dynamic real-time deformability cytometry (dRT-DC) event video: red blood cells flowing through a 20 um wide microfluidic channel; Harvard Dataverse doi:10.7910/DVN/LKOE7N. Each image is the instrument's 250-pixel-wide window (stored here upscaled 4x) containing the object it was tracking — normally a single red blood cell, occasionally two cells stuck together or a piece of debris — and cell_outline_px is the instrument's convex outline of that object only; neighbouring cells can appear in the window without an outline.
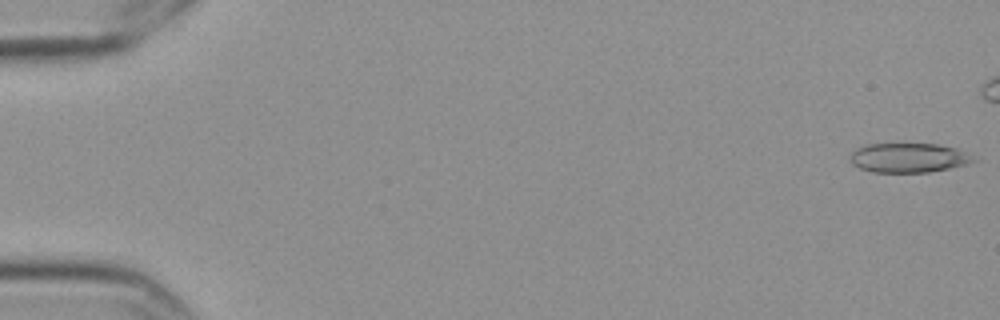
{"species": "Egyptian fruit bat (a non-hibernating species)", "species_latin": "Rousettus aegyptiacus", "temperature_condition": "cold", "stored_images_in_passage": 4, "camera_frame_rate_fps": 3000, "um_per_image_px": 0.085, "frame": {"image": 1, "passage_image": 1, "time_ms": 0.0, "image_size_px": [1000, 320], "cell_outline_px": [[976, 160], [964, 164], [948, 168], [928, 172], [872, 172], [860, 168], [852, 164], [852, 152], [856, 148], [868, 144], [936, 144], [956, 148]], "centroid_in_image_um": [77.17, 13.41], "position_along_channel_um": 7.8, "area_um2": 20.63}}